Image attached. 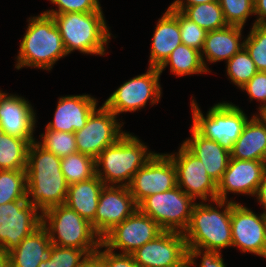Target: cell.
Masks as SVG:
<instances>
[{"label": "cell", "instance_id": "603a6c76", "mask_svg": "<svg viewBox=\"0 0 266 267\" xmlns=\"http://www.w3.org/2000/svg\"><path fill=\"white\" fill-rule=\"evenodd\" d=\"M230 158L266 162V118L253 115L233 144Z\"/></svg>", "mask_w": 266, "mask_h": 267}, {"label": "cell", "instance_id": "c3c4849f", "mask_svg": "<svg viewBox=\"0 0 266 267\" xmlns=\"http://www.w3.org/2000/svg\"><path fill=\"white\" fill-rule=\"evenodd\" d=\"M194 264H195L194 260H189L188 256H186L179 264H176L171 267H191V266L194 267Z\"/></svg>", "mask_w": 266, "mask_h": 267}, {"label": "cell", "instance_id": "f546056e", "mask_svg": "<svg viewBox=\"0 0 266 267\" xmlns=\"http://www.w3.org/2000/svg\"><path fill=\"white\" fill-rule=\"evenodd\" d=\"M61 171L68 185L96 175L95 159L76 152L61 158Z\"/></svg>", "mask_w": 266, "mask_h": 267}, {"label": "cell", "instance_id": "8992f818", "mask_svg": "<svg viewBox=\"0 0 266 267\" xmlns=\"http://www.w3.org/2000/svg\"><path fill=\"white\" fill-rule=\"evenodd\" d=\"M42 225L49 233L51 244L60 247L84 250L90 256L101 244V237L91 223L65 204L45 210Z\"/></svg>", "mask_w": 266, "mask_h": 267}, {"label": "cell", "instance_id": "7a4b0ae2", "mask_svg": "<svg viewBox=\"0 0 266 267\" xmlns=\"http://www.w3.org/2000/svg\"><path fill=\"white\" fill-rule=\"evenodd\" d=\"M213 202L216 207L202 202L194 205L189 225L183 232L187 248L220 252L222 248L232 247L231 208L235 201Z\"/></svg>", "mask_w": 266, "mask_h": 267}, {"label": "cell", "instance_id": "52a82bcc", "mask_svg": "<svg viewBox=\"0 0 266 267\" xmlns=\"http://www.w3.org/2000/svg\"><path fill=\"white\" fill-rule=\"evenodd\" d=\"M196 100L192 99V127L203 137L218 142L229 152L242 134L248 117L233 103L215 104L204 117Z\"/></svg>", "mask_w": 266, "mask_h": 267}, {"label": "cell", "instance_id": "7c38bea8", "mask_svg": "<svg viewBox=\"0 0 266 267\" xmlns=\"http://www.w3.org/2000/svg\"><path fill=\"white\" fill-rule=\"evenodd\" d=\"M162 231L151 217L137 208L123 222L107 232L101 238V243L112 251L118 248L122 253L131 254L137 248L153 240Z\"/></svg>", "mask_w": 266, "mask_h": 267}, {"label": "cell", "instance_id": "83f0119b", "mask_svg": "<svg viewBox=\"0 0 266 267\" xmlns=\"http://www.w3.org/2000/svg\"><path fill=\"white\" fill-rule=\"evenodd\" d=\"M168 65H170V72L177 76L210 72L204 67L201 52L182 43L171 52L170 56L158 68L159 72L162 73Z\"/></svg>", "mask_w": 266, "mask_h": 267}, {"label": "cell", "instance_id": "e575fe53", "mask_svg": "<svg viewBox=\"0 0 266 267\" xmlns=\"http://www.w3.org/2000/svg\"><path fill=\"white\" fill-rule=\"evenodd\" d=\"M226 23L244 27L247 18L254 15V0H218Z\"/></svg>", "mask_w": 266, "mask_h": 267}, {"label": "cell", "instance_id": "ba28073f", "mask_svg": "<svg viewBox=\"0 0 266 267\" xmlns=\"http://www.w3.org/2000/svg\"><path fill=\"white\" fill-rule=\"evenodd\" d=\"M194 201L177 185L169 191L147 196L138 204V209L163 231L183 233L189 225Z\"/></svg>", "mask_w": 266, "mask_h": 267}, {"label": "cell", "instance_id": "d6a6232c", "mask_svg": "<svg viewBox=\"0 0 266 267\" xmlns=\"http://www.w3.org/2000/svg\"><path fill=\"white\" fill-rule=\"evenodd\" d=\"M40 136L42 142L37 143L60 158L78 152L74 133L46 130Z\"/></svg>", "mask_w": 266, "mask_h": 267}, {"label": "cell", "instance_id": "4dcf8cb0", "mask_svg": "<svg viewBox=\"0 0 266 267\" xmlns=\"http://www.w3.org/2000/svg\"><path fill=\"white\" fill-rule=\"evenodd\" d=\"M26 170H0V205L27 200Z\"/></svg>", "mask_w": 266, "mask_h": 267}, {"label": "cell", "instance_id": "ee69618b", "mask_svg": "<svg viewBox=\"0 0 266 267\" xmlns=\"http://www.w3.org/2000/svg\"><path fill=\"white\" fill-rule=\"evenodd\" d=\"M214 1H217V0H176L169 6V8L171 10H177V11L182 12L186 7H189L192 5H198L202 3L214 2Z\"/></svg>", "mask_w": 266, "mask_h": 267}, {"label": "cell", "instance_id": "5bb4252c", "mask_svg": "<svg viewBox=\"0 0 266 267\" xmlns=\"http://www.w3.org/2000/svg\"><path fill=\"white\" fill-rule=\"evenodd\" d=\"M176 154L167 155L176 167L177 185L194 200L197 198L202 202L210 201V199L212 202L216 200L217 183L208 175L202 162L183 144Z\"/></svg>", "mask_w": 266, "mask_h": 267}, {"label": "cell", "instance_id": "d590c367", "mask_svg": "<svg viewBox=\"0 0 266 267\" xmlns=\"http://www.w3.org/2000/svg\"><path fill=\"white\" fill-rule=\"evenodd\" d=\"M179 29L182 44L202 51L207 31L179 11Z\"/></svg>", "mask_w": 266, "mask_h": 267}, {"label": "cell", "instance_id": "8fae6325", "mask_svg": "<svg viewBox=\"0 0 266 267\" xmlns=\"http://www.w3.org/2000/svg\"><path fill=\"white\" fill-rule=\"evenodd\" d=\"M42 225V214L27 200L0 205V248L9 253Z\"/></svg>", "mask_w": 266, "mask_h": 267}, {"label": "cell", "instance_id": "6da1fadb", "mask_svg": "<svg viewBox=\"0 0 266 267\" xmlns=\"http://www.w3.org/2000/svg\"><path fill=\"white\" fill-rule=\"evenodd\" d=\"M26 173L27 201L41 214L65 203L68 184L61 171V158L45 150L37 141L29 146Z\"/></svg>", "mask_w": 266, "mask_h": 267}, {"label": "cell", "instance_id": "30bf717a", "mask_svg": "<svg viewBox=\"0 0 266 267\" xmlns=\"http://www.w3.org/2000/svg\"><path fill=\"white\" fill-rule=\"evenodd\" d=\"M116 117L104 104L96 108L86 125L74 133L78 152L96 159L106 147L115 144L126 133Z\"/></svg>", "mask_w": 266, "mask_h": 267}, {"label": "cell", "instance_id": "74e56055", "mask_svg": "<svg viewBox=\"0 0 266 267\" xmlns=\"http://www.w3.org/2000/svg\"><path fill=\"white\" fill-rule=\"evenodd\" d=\"M240 89L245 90L251 100L255 99L263 103L259 114L266 112V72L258 71L244 86Z\"/></svg>", "mask_w": 266, "mask_h": 267}, {"label": "cell", "instance_id": "4fadbf2b", "mask_svg": "<svg viewBox=\"0 0 266 267\" xmlns=\"http://www.w3.org/2000/svg\"><path fill=\"white\" fill-rule=\"evenodd\" d=\"M177 186V171L167 154L155 153L133 176L128 188L138 205L152 194L166 192Z\"/></svg>", "mask_w": 266, "mask_h": 267}, {"label": "cell", "instance_id": "277c9868", "mask_svg": "<svg viewBox=\"0 0 266 267\" xmlns=\"http://www.w3.org/2000/svg\"><path fill=\"white\" fill-rule=\"evenodd\" d=\"M141 142L138 137L126 132L100 153L95 159L96 175L105 185L129 186L134 174L155 154Z\"/></svg>", "mask_w": 266, "mask_h": 267}, {"label": "cell", "instance_id": "7bdbcfd3", "mask_svg": "<svg viewBox=\"0 0 266 267\" xmlns=\"http://www.w3.org/2000/svg\"><path fill=\"white\" fill-rule=\"evenodd\" d=\"M254 12L258 16L254 24L266 25V0H254Z\"/></svg>", "mask_w": 266, "mask_h": 267}, {"label": "cell", "instance_id": "8d00e7d4", "mask_svg": "<svg viewBox=\"0 0 266 267\" xmlns=\"http://www.w3.org/2000/svg\"><path fill=\"white\" fill-rule=\"evenodd\" d=\"M58 6V10H47L44 14H63V13H92L97 12L101 6L99 0H50Z\"/></svg>", "mask_w": 266, "mask_h": 267}, {"label": "cell", "instance_id": "9c48e42d", "mask_svg": "<svg viewBox=\"0 0 266 267\" xmlns=\"http://www.w3.org/2000/svg\"><path fill=\"white\" fill-rule=\"evenodd\" d=\"M160 75L158 68L149 67L145 74L123 83L103 104L117 116L145 107L150 98L151 105L158 103L162 93Z\"/></svg>", "mask_w": 266, "mask_h": 267}, {"label": "cell", "instance_id": "ab89813d", "mask_svg": "<svg viewBox=\"0 0 266 267\" xmlns=\"http://www.w3.org/2000/svg\"><path fill=\"white\" fill-rule=\"evenodd\" d=\"M88 256L84 250L58 246L59 267H80Z\"/></svg>", "mask_w": 266, "mask_h": 267}, {"label": "cell", "instance_id": "836d02e7", "mask_svg": "<svg viewBox=\"0 0 266 267\" xmlns=\"http://www.w3.org/2000/svg\"><path fill=\"white\" fill-rule=\"evenodd\" d=\"M243 42L258 71L266 72V25L253 23L250 34Z\"/></svg>", "mask_w": 266, "mask_h": 267}, {"label": "cell", "instance_id": "9a60e30c", "mask_svg": "<svg viewBox=\"0 0 266 267\" xmlns=\"http://www.w3.org/2000/svg\"><path fill=\"white\" fill-rule=\"evenodd\" d=\"M232 246L266 258V215L234 203L231 208Z\"/></svg>", "mask_w": 266, "mask_h": 267}, {"label": "cell", "instance_id": "d6986e66", "mask_svg": "<svg viewBox=\"0 0 266 267\" xmlns=\"http://www.w3.org/2000/svg\"><path fill=\"white\" fill-rule=\"evenodd\" d=\"M35 116L33 107L24 97L8 95L0 90L1 131L34 142Z\"/></svg>", "mask_w": 266, "mask_h": 267}, {"label": "cell", "instance_id": "f35d334b", "mask_svg": "<svg viewBox=\"0 0 266 267\" xmlns=\"http://www.w3.org/2000/svg\"><path fill=\"white\" fill-rule=\"evenodd\" d=\"M101 248L105 250L101 251ZM114 252L101 243L95 255L101 260L102 267H140L132 254Z\"/></svg>", "mask_w": 266, "mask_h": 267}, {"label": "cell", "instance_id": "5b68a950", "mask_svg": "<svg viewBox=\"0 0 266 267\" xmlns=\"http://www.w3.org/2000/svg\"><path fill=\"white\" fill-rule=\"evenodd\" d=\"M52 16L67 54L78 50L84 54L105 55L111 37L100 8L92 13L47 14Z\"/></svg>", "mask_w": 266, "mask_h": 267}, {"label": "cell", "instance_id": "cb8c5ba5", "mask_svg": "<svg viewBox=\"0 0 266 267\" xmlns=\"http://www.w3.org/2000/svg\"><path fill=\"white\" fill-rule=\"evenodd\" d=\"M242 29L243 27L228 25L223 29L207 31L201 51V59L207 71L209 68H207L204 57L210 63L228 61L244 47V42L239 41Z\"/></svg>", "mask_w": 266, "mask_h": 267}, {"label": "cell", "instance_id": "ac0fdd59", "mask_svg": "<svg viewBox=\"0 0 266 267\" xmlns=\"http://www.w3.org/2000/svg\"><path fill=\"white\" fill-rule=\"evenodd\" d=\"M265 173L266 162L230 158L217 184V199L227 201L229 192L255 196Z\"/></svg>", "mask_w": 266, "mask_h": 267}, {"label": "cell", "instance_id": "7dc6e473", "mask_svg": "<svg viewBox=\"0 0 266 267\" xmlns=\"http://www.w3.org/2000/svg\"><path fill=\"white\" fill-rule=\"evenodd\" d=\"M0 267H9V254L0 248Z\"/></svg>", "mask_w": 266, "mask_h": 267}, {"label": "cell", "instance_id": "2e32d148", "mask_svg": "<svg viewBox=\"0 0 266 267\" xmlns=\"http://www.w3.org/2000/svg\"><path fill=\"white\" fill-rule=\"evenodd\" d=\"M137 208L138 205L127 186L104 185L99 195L98 207L91 225L102 238Z\"/></svg>", "mask_w": 266, "mask_h": 267}, {"label": "cell", "instance_id": "f6af8a7d", "mask_svg": "<svg viewBox=\"0 0 266 267\" xmlns=\"http://www.w3.org/2000/svg\"><path fill=\"white\" fill-rule=\"evenodd\" d=\"M256 197L259 203L264 207L263 214L266 215V173L256 191Z\"/></svg>", "mask_w": 266, "mask_h": 267}, {"label": "cell", "instance_id": "60d3db41", "mask_svg": "<svg viewBox=\"0 0 266 267\" xmlns=\"http://www.w3.org/2000/svg\"><path fill=\"white\" fill-rule=\"evenodd\" d=\"M188 249V259L194 260L195 258L201 256V263L199 267H226L222 254L219 251L202 250L199 248H187Z\"/></svg>", "mask_w": 266, "mask_h": 267}, {"label": "cell", "instance_id": "44dd1931", "mask_svg": "<svg viewBox=\"0 0 266 267\" xmlns=\"http://www.w3.org/2000/svg\"><path fill=\"white\" fill-rule=\"evenodd\" d=\"M181 43L179 11L168 7L158 20L152 37L149 67L159 68Z\"/></svg>", "mask_w": 266, "mask_h": 267}, {"label": "cell", "instance_id": "7402d4cb", "mask_svg": "<svg viewBox=\"0 0 266 267\" xmlns=\"http://www.w3.org/2000/svg\"><path fill=\"white\" fill-rule=\"evenodd\" d=\"M192 137L182 144L203 164L208 175L218 184L227 169L230 152L218 142L207 139L191 127Z\"/></svg>", "mask_w": 266, "mask_h": 267}, {"label": "cell", "instance_id": "f1b7e54d", "mask_svg": "<svg viewBox=\"0 0 266 267\" xmlns=\"http://www.w3.org/2000/svg\"><path fill=\"white\" fill-rule=\"evenodd\" d=\"M182 13L206 31L219 30L228 26L218 0L186 7Z\"/></svg>", "mask_w": 266, "mask_h": 267}, {"label": "cell", "instance_id": "d4e9b609", "mask_svg": "<svg viewBox=\"0 0 266 267\" xmlns=\"http://www.w3.org/2000/svg\"><path fill=\"white\" fill-rule=\"evenodd\" d=\"M51 245L49 233L41 225L8 253L9 267H38L48 256Z\"/></svg>", "mask_w": 266, "mask_h": 267}, {"label": "cell", "instance_id": "bcb514c9", "mask_svg": "<svg viewBox=\"0 0 266 267\" xmlns=\"http://www.w3.org/2000/svg\"><path fill=\"white\" fill-rule=\"evenodd\" d=\"M80 267H102L101 260L93 254L88 256Z\"/></svg>", "mask_w": 266, "mask_h": 267}, {"label": "cell", "instance_id": "ffe728a7", "mask_svg": "<svg viewBox=\"0 0 266 267\" xmlns=\"http://www.w3.org/2000/svg\"><path fill=\"white\" fill-rule=\"evenodd\" d=\"M97 100L90 95L60 97L54 114L45 130L75 133L82 129L97 108Z\"/></svg>", "mask_w": 266, "mask_h": 267}, {"label": "cell", "instance_id": "e0dca14e", "mask_svg": "<svg viewBox=\"0 0 266 267\" xmlns=\"http://www.w3.org/2000/svg\"><path fill=\"white\" fill-rule=\"evenodd\" d=\"M188 253L183 233L162 231L150 242L132 252L140 267H171L179 264Z\"/></svg>", "mask_w": 266, "mask_h": 267}, {"label": "cell", "instance_id": "1f68e13d", "mask_svg": "<svg viewBox=\"0 0 266 267\" xmlns=\"http://www.w3.org/2000/svg\"><path fill=\"white\" fill-rule=\"evenodd\" d=\"M226 63L228 77L239 88L244 86L258 72L256 65L244 47Z\"/></svg>", "mask_w": 266, "mask_h": 267}, {"label": "cell", "instance_id": "b9f144b4", "mask_svg": "<svg viewBox=\"0 0 266 267\" xmlns=\"http://www.w3.org/2000/svg\"><path fill=\"white\" fill-rule=\"evenodd\" d=\"M38 267H59L58 266V246L52 244L48 251V256L41 261Z\"/></svg>", "mask_w": 266, "mask_h": 267}, {"label": "cell", "instance_id": "484cf974", "mask_svg": "<svg viewBox=\"0 0 266 267\" xmlns=\"http://www.w3.org/2000/svg\"><path fill=\"white\" fill-rule=\"evenodd\" d=\"M104 185L97 175L90 179L70 184L68 185L64 204L91 223L95 218L99 195Z\"/></svg>", "mask_w": 266, "mask_h": 267}, {"label": "cell", "instance_id": "4316f807", "mask_svg": "<svg viewBox=\"0 0 266 267\" xmlns=\"http://www.w3.org/2000/svg\"><path fill=\"white\" fill-rule=\"evenodd\" d=\"M30 144L27 139L0 130V170H26Z\"/></svg>", "mask_w": 266, "mask_h": 267}, {"label": "cell", "instance_id": "3957f363", "mask_svg": "<svg viewBox=\"0 0 266 267\" xmlns=\"http://www.w3.org/2000/svg\"><path fill=\"white\" fill-rule=\"evenodd\" d=\"M28 22L15 68L51 70L56 61L68 55L55 21L52 16L41 13L28 19Z\"/></svg>", "mask_w": 266, "mask_h": 267}]
</instances>
